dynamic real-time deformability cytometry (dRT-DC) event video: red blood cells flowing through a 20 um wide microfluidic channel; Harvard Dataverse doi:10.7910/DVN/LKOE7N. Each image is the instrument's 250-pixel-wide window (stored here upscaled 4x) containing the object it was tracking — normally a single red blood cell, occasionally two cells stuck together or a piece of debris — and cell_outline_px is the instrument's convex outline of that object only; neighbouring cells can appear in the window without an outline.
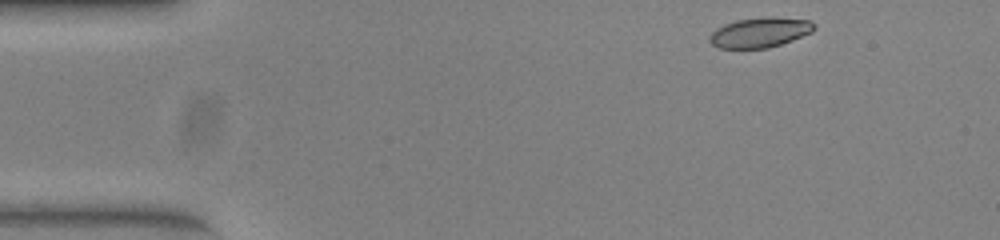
{"species": "common noctule bat (a hibernating species)", "species_latin": "Nyctalus noctula", "temperature_condition": "warm", "stored_images_in_passage": 47, "camera_frame_rate_fps": 3000, "um_per_image_px": 0.085, "animal": {"sex": "female", "body_mass_g": 23.0, "forearm_length_mm": 53.4}, "frame": {"image": 1, "passage_image": 1, "time_ms": 0.0, "image_size_px": [1000, 240], "cell_outline_px": [[816, 28], [812, 32], [792, 40], [768, 48], [720, 48], [712, 44], [708, 40], [708, 36], [716, 28], [724, 24], [736, 20], [772, 16], [812, 20], [816, 24]], "centroid_in_image_um": [64.61, 2.74], "position_along_channel_um": 20.4, "area_um2": 18.44}}
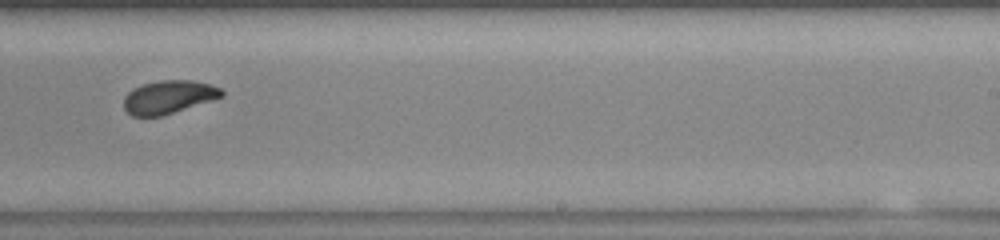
{"frame": {"image": 2, "passage_image": 27, "time_ms": 8.667, "image_size_px": [1000, 240], "cell_outline_px": [[224, 96], [160, 116], [132, 116], [124, 108], [124, 96], [132, 88], [144, 84], [160, 80], [192, 80], [212, 84], [220, 88], [224, 92]], "centroid_in_image_um": [14.33, 8.23], "position_along_channel_um": 274.7, "area_um2": 18.79}}
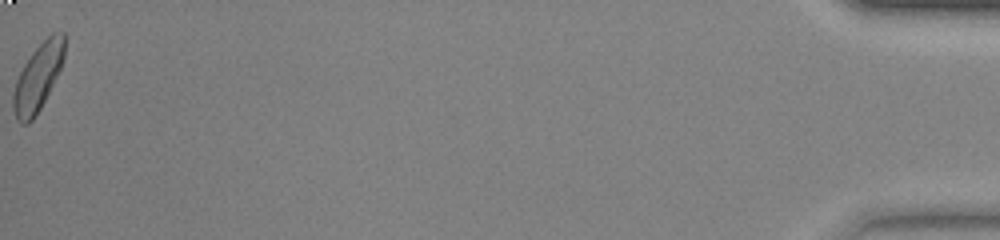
{"frame": {"image": 3, "passage_image": 47, "time_ms": 15.333, "image_size_px": [1000, 240], "cell_outline_px": [[64, 56], [60, 68], [40, 108], [32, 120], [28, 124], [20, 124], [16, 120], [12, 108], [12, 96], [16, 80], [24, 64], [32, 52], [52, 32], [64, 32]], "centroid_in_image_um": [3.19, 6.59], "position_along_channel_um": 432.0, "area_um2": 19.71}, "authors_computed_cell_mechanics": {"area_um2": 19.4786, "velocity_mm_per_s": 3.939, "shape_relaxation_time_tau1_ms": 3.8521, "shape_relaxation_time_tau2_ms": 1.6117, "deformation_change_tau1": 0.1364, "deformation_change_tau2": 0.058}}